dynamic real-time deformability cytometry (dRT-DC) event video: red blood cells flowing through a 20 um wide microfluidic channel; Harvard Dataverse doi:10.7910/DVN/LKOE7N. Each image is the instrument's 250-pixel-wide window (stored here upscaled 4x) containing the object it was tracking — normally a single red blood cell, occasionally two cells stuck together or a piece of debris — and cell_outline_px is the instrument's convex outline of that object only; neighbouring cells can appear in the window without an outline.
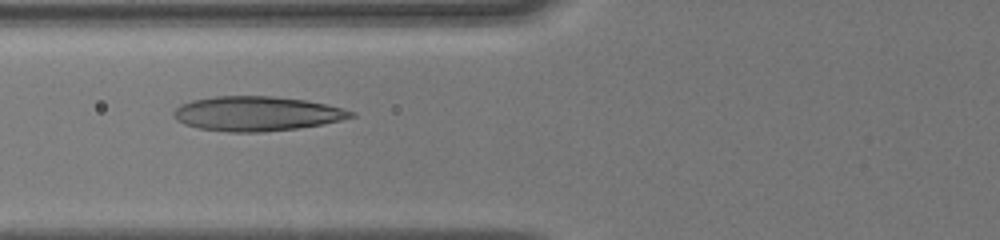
{"species": "human", "species_latin": "Homo sapiens", "temperature_condition": "cold", "stored_images_in_passage": 44, "camera_frame_rate_fps": 3000, "um_per_image_px": 0.085, "donor": {"sex": "male"}, "frame": {"image": 1, "passage_image": 4, "time_ms": 1.0, "image_size_px": [1000, 240], "cell_outline_px": [[356, 116], [324, 124], [296, 128], [264, 132], [228, 132], [196, 128], [184, 124], [176, 120], [172, 116], [172, 112], [180, 104], [192, 100], [212, 96], [272, 96], [304, 100], [324, 104], [356, 112]], "centroid_in_image_um": [21.76, 9.66], "position_along_channel_um": 104.0, "area_um2": 35.84}}
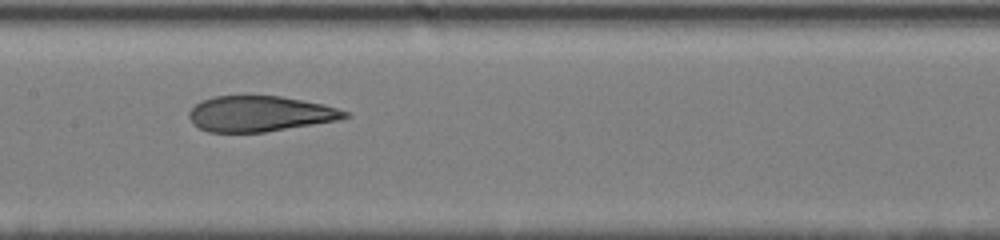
{"frame": {"image": 2, "passage_image": 11, "time_ms": 3.0, "image_size_px": [1000, 240], "cell_outline_px": [[352, 116], [340, 120], [264, 132], [208, 132], [192, 124], [188, 116], [188, 112], [196, 104], [212, 96], [280, 96], [324, 104], [348, 112]], "centroid_in_image_um": [22.1, 9.67], "position_along_channel_um": 185.3, "area_um2": 32.31}}
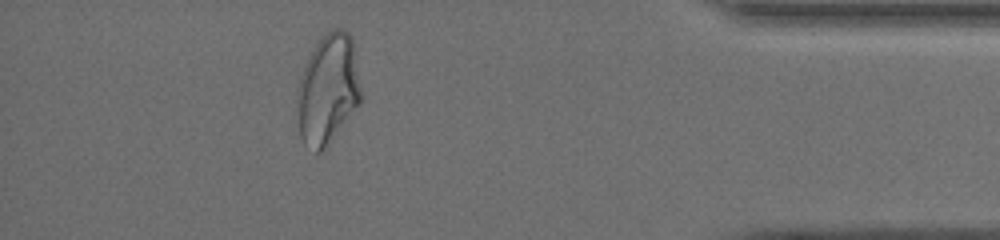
{"frame": {"image": 3, "passage_image": 39, "time_ms": 9.333, "image_size_px": [1000, 240], "cell_outline_px": [[360, 104], [324, 148], [320, 152], [316, 152], [304, 144], [300, 136], [296, 100], [296, 92], [308, 56], [316, 44], [328, 32], [336, 28], [344, 28], [352, 36], [360, 88]], "centroid_in_image_um": [27.86, 7.59], "position_along_channel_um": 407.3, "area_um2": 40.4}, "authors_computed_cell_mechanics": {"area_um2": 34.1598, "velocity_mm_per_s": 4.059, "shape_relaxation_time_tau1_ms": 7.9889, "shape_relaxation_time_tau2_ms": 1.0215, "deformation_change_tau1": 0.2655, "deformation_change_tau2": 0.0806}}